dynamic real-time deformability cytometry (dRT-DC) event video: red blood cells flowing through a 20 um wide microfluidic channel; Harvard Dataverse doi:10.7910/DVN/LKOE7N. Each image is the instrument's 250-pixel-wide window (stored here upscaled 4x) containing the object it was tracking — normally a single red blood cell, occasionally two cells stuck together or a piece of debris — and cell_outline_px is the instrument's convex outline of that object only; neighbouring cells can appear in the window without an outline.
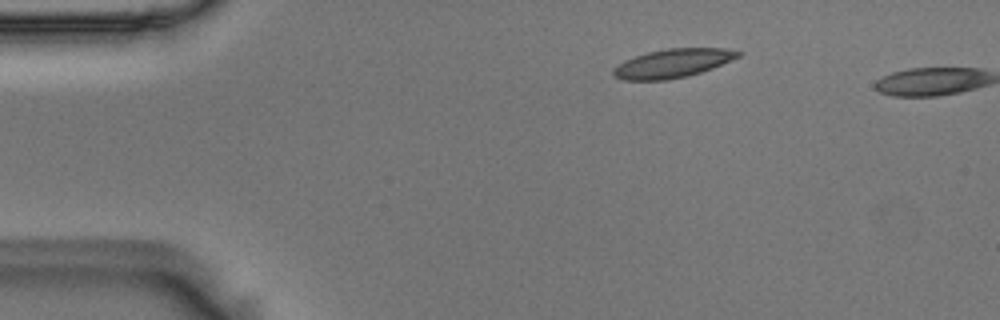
{"species": "Egyptian fruit bat (a non-hibernating species)", "species_latin": "Rousettus aegyptiacus", "temperature_condition": "room temperature", "stored_images_in_passage": 2, "camera_frame_rate_fps": 3000, "um_per_image_px": 0.085, "animal": {"sex": "male"}, "frame": {"image": 1, "passage_image": 1, "time_ms": 0.0, "image_size_px": [1000, 320], "cell_outline_px": [[744, 52], [740, 56], [712, 68], [688, 76], [668, 80], [624, 80], [612, 76], [612, 72], [624, 60], [648, 52], [668, 48], [724, 48]], "centroid_in_image_um": [57.19, 5.38], "position_along_channel_um": 27.8, "area_um2": 20.75}}